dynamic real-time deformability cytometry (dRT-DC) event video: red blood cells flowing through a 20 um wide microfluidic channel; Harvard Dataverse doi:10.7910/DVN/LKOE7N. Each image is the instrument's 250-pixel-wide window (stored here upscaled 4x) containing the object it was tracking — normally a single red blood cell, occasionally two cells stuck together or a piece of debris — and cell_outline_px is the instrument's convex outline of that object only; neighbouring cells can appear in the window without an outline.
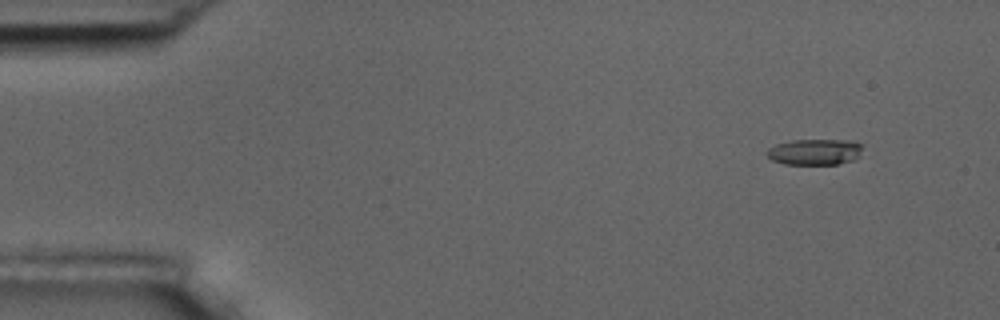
{"species": "common noctule bat (a hibernating species)", "species_latin": "Nyctalus noctula", "temperature_condition": "room temperature", "stored_images_in_passage": 6, "camera_frame_rate_fps": 3000, "um_per_image_px": 0.085, "animal": {"sex": "male", "body_mass_g": 17.5, "forearm_length_mm": 52.3}, "frame": {"image": 1, "passage_image": 2, "time_ms": 1.0, "image_size_px": [1000, 320], "cell_outline_px": [[864, 144], [860, 156], [856, 160], [836, 164], [784, 164], [772, 160], [768, 156], [768, 148], [776, 144], [792, 140], [856, 140]], "centroid_in_image_um": [69.35, 12.9], "position_along_channel_um": 15.7, "area_um2": 14.74}}
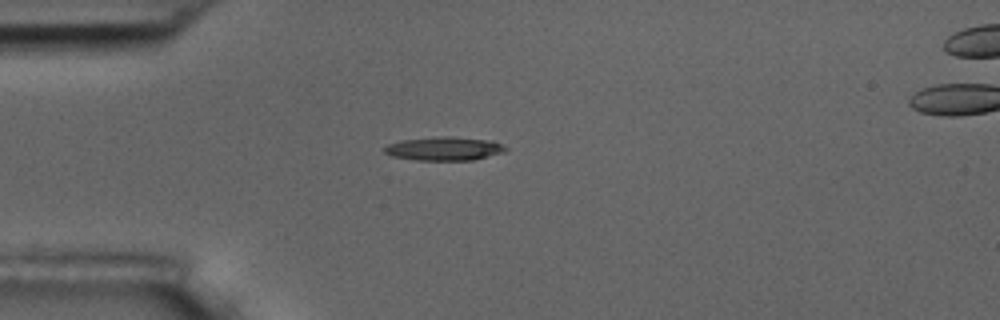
{"frame": {"image": 2, "passage_image": 5, "time_ms": 4.333, "image_size_px": [1000, 320], "cell_outline_px": [[508, 148], [504, 152], [472, 160], [416, 160], [392, 156], [384, 152], [384, 148], [388, 144], [400, 140], [440, 136], [452, 136], [492, 140]], "centroid_in_image_um": [37.75, 12.62], "position_along_channel_um": 47.2, "area_um2": 16.7}}